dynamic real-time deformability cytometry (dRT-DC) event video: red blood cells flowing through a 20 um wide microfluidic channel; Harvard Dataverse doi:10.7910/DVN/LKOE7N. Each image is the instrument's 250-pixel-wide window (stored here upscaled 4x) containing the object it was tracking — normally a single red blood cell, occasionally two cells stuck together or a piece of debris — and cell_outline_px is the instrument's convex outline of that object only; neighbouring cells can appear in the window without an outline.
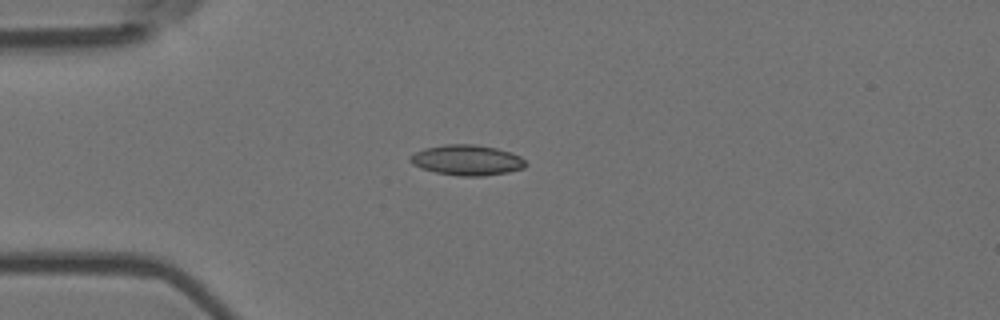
{"species": "Egyptian fruit bat (a non-hibernating species)", "species_latin": "Rousettus aegyptiacus", "temperature_condition": "room temperature", "stored_images_in_passage": 41, "camera_frame_rate_fps": 3000, "um_per_image_px": 0.085, "animal": {"sex": "female"}, "frame": {"image": 1, "passage_image": 1, "time_ms": 0.0, "image_size_px": [1000, 320], "cell_outline_px": [[528, 164], [524, 168], [508, 172], [484, 176], [460, 176], [436, 172], [412, 164], [408, 160], [408, 156], [424, 148], [444, 144], [476, 144], [496, 148], [512, 152], [520, 156]], "centroid_in_image_um": [39.71, 13.6], "position_along_channel_um": 45.3, "area_um2": 20.58}}
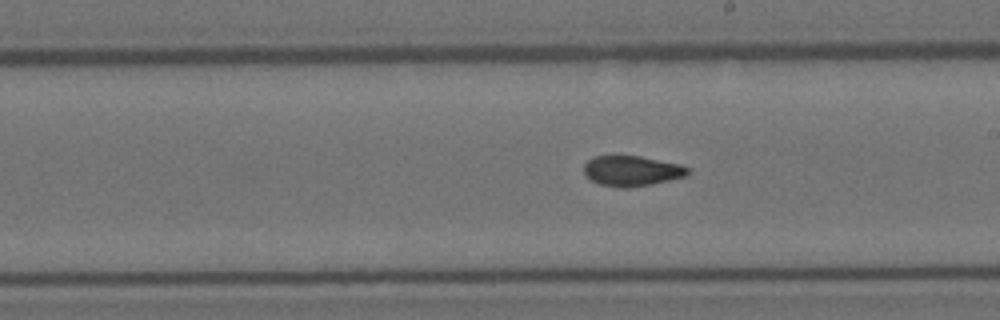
{"frame": {"image": 2, "passage_image": 18, "time_ms": 5.667, "image_size_px": [1000, 320], "cell_outline_px": [[692, 168], [688, 176], [652, 184], [628, 188], [620, 188], [600, 184], [584, 176], [584, 164], [588, 160], [596, 156], [640, 156], [680, 164]], "centroid_in_image_um": [53.74, 14.53], "position_along_channel_um": 235.3, "area_um2": 18.55}}
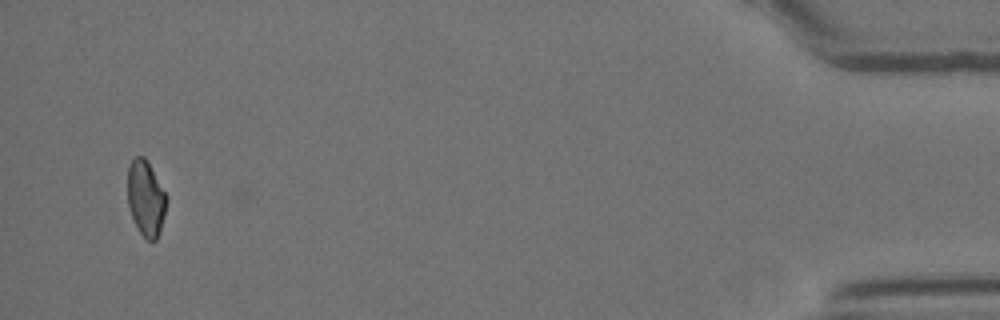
{"frame": {"image": 3, "passage_image": 40, "time_ms": 13.0, "image_size_px": [1000, 320], "cell_outline_px": [[168, 196], [164, 216], [160, 232], [156, 240], [148, 240], [140, 232], [132, 216], [128, 204], [128, 164], [136, 156], [144, 156], [148, 160]], "centroid_in_image_um": [12.41, 16.81], "position_along_channel_um": 422.8, "area_um2": 17.22}, "authors_computed_cell_mechanics": {"area_um2": 18.5538, "velocity_mm_per_s": 3.6671, "shape_relaxation_time_tau1_ms": null, "shape_relaxation_time_tau2_ms": 3.4042, "deformation_change_tau1": null, "deformation_change_tau2": 0.0876}}